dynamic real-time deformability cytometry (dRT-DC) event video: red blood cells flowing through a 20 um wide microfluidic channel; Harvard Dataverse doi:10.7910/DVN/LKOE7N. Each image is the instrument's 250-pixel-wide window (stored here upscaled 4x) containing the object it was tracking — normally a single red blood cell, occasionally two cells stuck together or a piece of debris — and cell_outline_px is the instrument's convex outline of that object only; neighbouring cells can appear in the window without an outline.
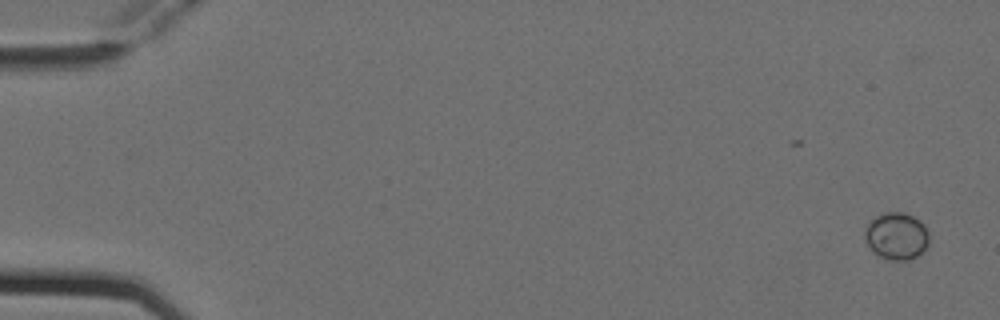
{"species": "Egyptian fruit bat (a non-hibernating species)", "species_latin": "Rousettus aegyptiacus", "temperature_condition": "cold", "stored_images_in_passage": 2, "camera_frame_rate_fps": 3000, "um_per_image_px": 0.085, "animal": {"sex": "female"}, "frame": {"image": 1, "passage_image": 2, "time_ms": 0.333, "image_size_px": [1000, 320], "cell_outline_px": [[928, 244], [924, 252], [908, 260], [888, 260], [876, 256], [868, 248], [864, 240], [864, 228], [876, 216], [884, 212], [904, 212], [920, 220], [928, 228]], "centroid_in_image_um": [76.18, 20.08], "position_along_channel_um": 8.8, "area_um2": 18.15}}